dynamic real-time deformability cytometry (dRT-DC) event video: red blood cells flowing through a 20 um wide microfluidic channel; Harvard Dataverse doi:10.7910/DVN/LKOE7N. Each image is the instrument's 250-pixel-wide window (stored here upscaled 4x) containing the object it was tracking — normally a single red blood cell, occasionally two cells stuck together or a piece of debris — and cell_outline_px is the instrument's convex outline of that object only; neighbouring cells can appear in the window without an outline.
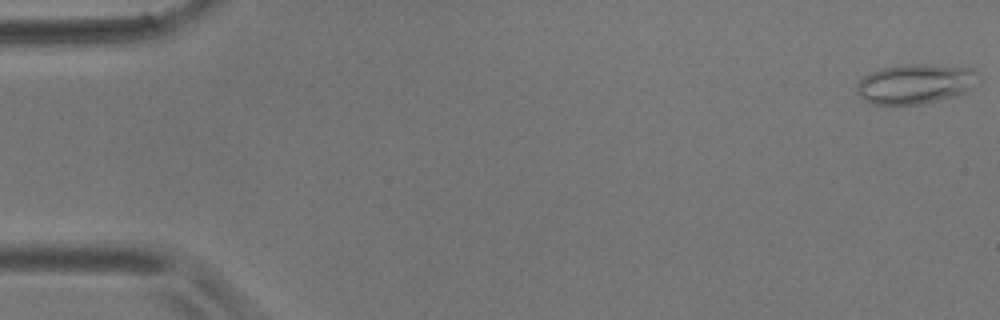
{"species": "common noctule bat (a hibernating species)", "species_latin": "Nyctalus noctula", "temperature_condition": "room temperature", "stored_images_in_passage": 4, "camera_frame_rate_fps": 3000, "um_per_image_px": 0.085, "animal": {"sex": "male", "body_mass_g": 17.9}, "frame": {"image": 1, "passage_image": 4, "time_ms": 4.667, "image_size_px": [1000, 320], "cell_outline_px": [[980, 80], [972, 88], [964, 92], [952, 96], [920, 104], [872, 104], [860, 96], [856, 92], [856, 84], [864, 76], [872, 72], [884, 68], [904, 64], [940, 64], [972, 68], [976, 72]], "centroid_in_image_um": [77.83, 7.11], "position_along_channel_um": 7.2, "area_um2": 28.15}}